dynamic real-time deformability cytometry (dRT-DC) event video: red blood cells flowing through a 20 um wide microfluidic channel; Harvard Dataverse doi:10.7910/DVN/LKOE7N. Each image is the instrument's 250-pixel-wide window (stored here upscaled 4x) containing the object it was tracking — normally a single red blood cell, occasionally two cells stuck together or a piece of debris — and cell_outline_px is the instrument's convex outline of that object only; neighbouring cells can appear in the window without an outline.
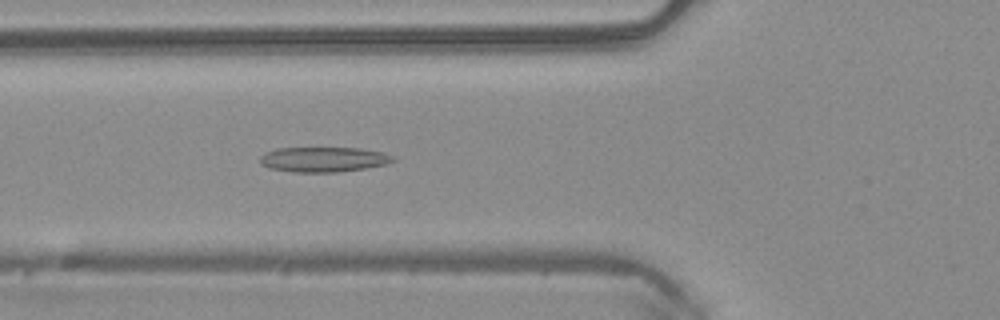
{"species": "common noctule bat (a hibernating species)", "species_latin": "Nyctalus noctula", "temperature_condition": "warm", "stored_images_in_passage": 50, "camera_frame_rate_fps": 3000, "um_per_image_px": 0.085, "animal": {"sex": "male", "body_mass_g": 20.4}, "frame": {"image": 1, "passage_image": 19, "time_ms": 6.0, "image_size_px": [1000, 320], "cell_outline_px": [[396, 160], [388, 164], [364, 168], [336, 172], [292, 172], [268, 168], [260, 164], [260, 156], [264, 152], [276, 148], [360, 148], [384, 152], [392, 156]], "centroid_in_image_um": [27.47, 13.55], "position_along_channel_um": 98.3, "area_um2": 19.54}}
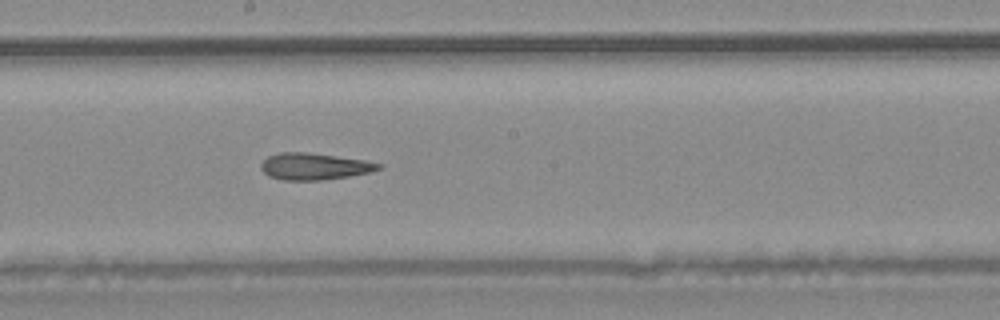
{"frame": {"image": 2, "passage_image": 28, "time_ms": 9.0, "image_size_px": [1000, 320], "cell_outline_px": [[384, 168], [372, 172], [348, 176], [320, 180], [284, 180], [268, 176], [260, 168], [260, 164], [268, 156], [280, 152], [308, 152], [368, 160], [384, 164]], "centroid_in_image_um": [26.77, 14.13], "position_along_channel_um": 221.4, "area_um2": 18.55}}
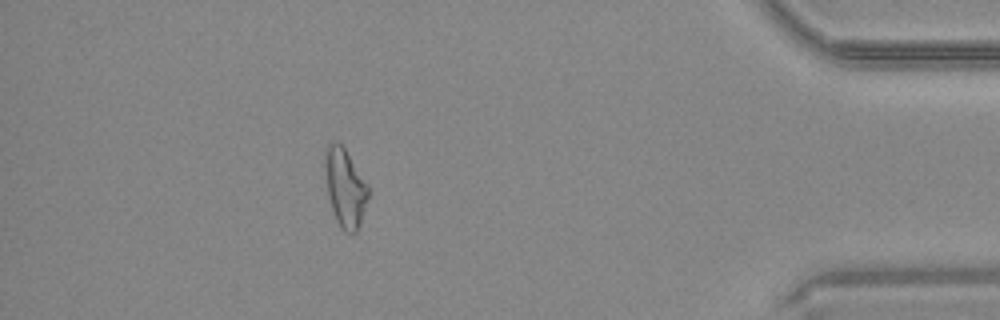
{"frame": {"image": 3, "passage_image": 45, "time_ms": 14.667, "image_size_px": [1000, 320], "cell_outline_px": [[368, 200], [360, 224], [356, 232], [344, 232], [340, 228], [336, 220], [328, 196], [324, 164], [324, 160], [328, 144], [332, 140], [336, 140], [344, 148], [368, 184]], "centroid_in_image_um": [29.33, 15.95], "position_along_channel_um": 405.9, "area_um2": 19.65}, "authors_computed_cell_mechanics": {"area_um2": 19.4497, "velocity_mm_per_s": 4.0876, "shape_relaxation_time_tau1_ms": null, "shape_relaxation_time_tau2_ms": 9.3677, "deformation_change_tau1": null, "deformation_change_tau2": 0.2445}}